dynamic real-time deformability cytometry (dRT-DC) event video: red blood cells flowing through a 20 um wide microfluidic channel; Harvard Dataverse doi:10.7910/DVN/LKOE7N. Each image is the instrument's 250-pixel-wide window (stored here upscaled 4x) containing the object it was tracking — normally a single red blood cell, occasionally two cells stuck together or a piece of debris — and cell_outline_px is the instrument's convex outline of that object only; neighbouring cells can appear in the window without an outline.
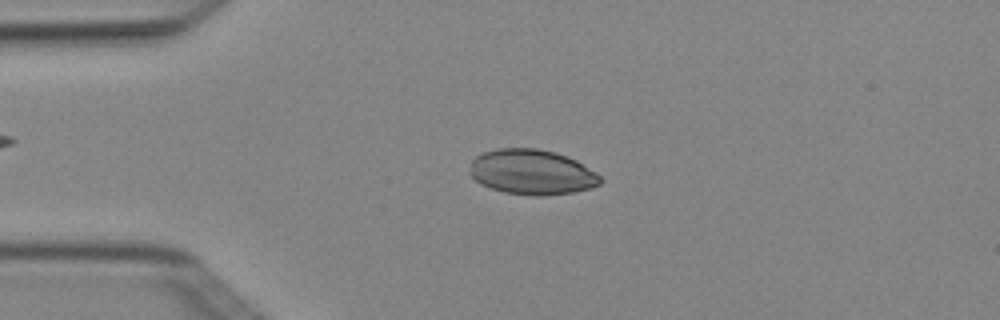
{"species": "Egyptian fruit bat (a non-hibernating species)", "species_latin": "Rousettus aegyptiacus", "temperature_condition": "cold", "stored_images_in_passage": 5, "camera_frame_rate_fps": 3000, "um_per_image_px": 0.085, "animal": {"sex": "female"}, "frame": {"image": 1, "passage_image": 2, "time_ms": 0.333, "image_size_px": [1000, 320], "cell_outline_px": [[604, 180], [600, 184], [588, 188], [572, 192], [544, 196], [532, 196], [504, 192], [480, 184], [468, 172], [472, 160], [476, 156], [484, 152], [496, 148], [536, 148], [556, 152], [568, 156], [576, 160], [596, 172]], "centroid_in_image_um": [45.21, 14.62], "position_along_channel_um": 39.8, "area_um2": 34.51}}
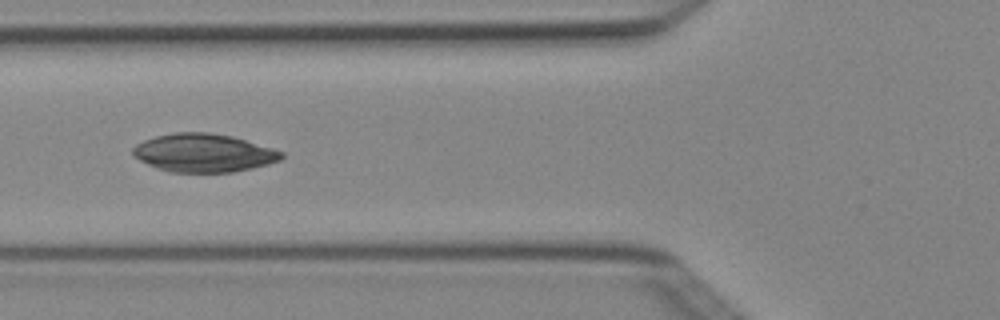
{"frame": {"image": 2, "passage_image": 4, "time_ms": 1.0, "image_size_px": [1000, 320], "cell_outline_px": [[284, 156], [280, 160], [268, 164], [252, 168], [232, 172], [168, 172], [156, 168], [132, 156], [132, 148], [136, 144], [144, 140], [156, 136], [176, 132], [208, 132], [232, 136], [272, 148], [284, 152]], "centroid_in_image_um": [17.29, 13.0], "position_along_channel_um": 108.5, "area_um2": 33.18}}
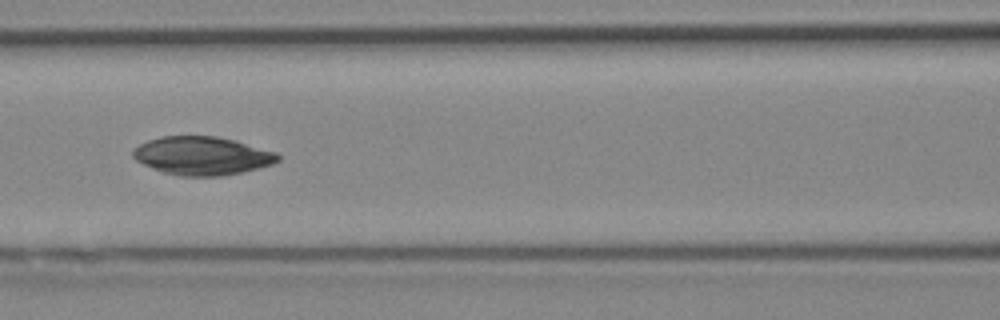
{"frame": {"image": 3, "passage_image": 5, "time_ms": 1.333, "image_size_px": [1000, 320], "cell_outline_px": [[280, 160], [272, 164], [240, 172], [220, 176], [180, 176], [164, 172], [152, 168], [136, 160], [132, 156], [132, 152], [140, 144], [148, 140], [160, 136], [216, 136], [236, 140], [276, 152], [280, 156]], "centroid_in_image_um": [17.18, 13.23], "position_along_channel_um": 149.4, "area_um2": 32.25}}